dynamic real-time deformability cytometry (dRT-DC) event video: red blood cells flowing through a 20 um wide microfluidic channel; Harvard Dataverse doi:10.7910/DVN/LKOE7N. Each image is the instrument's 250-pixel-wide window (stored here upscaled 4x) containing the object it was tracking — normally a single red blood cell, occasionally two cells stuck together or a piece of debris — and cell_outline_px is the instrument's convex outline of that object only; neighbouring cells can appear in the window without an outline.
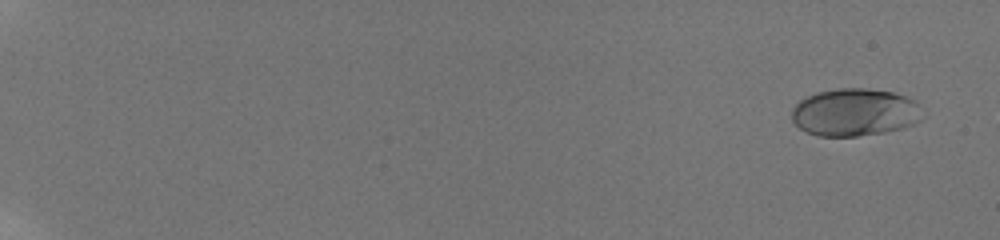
{"species": "human", "species_latin": "Homo sapiens", "temperature_condition": "room temperature", "stored_images_in_passage": 35, "camera_frame_rate_fps": 3000, "um_per_image_px": 0.085, "donor": {"sex": "male"}, "frame": {"image": 1, "passage_image": 2, "time_ms": 0.667, "image_size_px": [1000, 240], "cell_outline_px": [[920, 120], [912, 124], [900, 128], [884, 132], [856, 136], [820, 136], [808, 132], [800, 128], [792, 120], [792, 108], [800, 100], [816, 92], [836, 88], [868, 88], [892, 92], [904, 96], [912, 100], [916, 104]], "centroid_in_image_um": [72.58, 9.54], "position_along_channel_um": 12.4, "area_um2": 35.72}}
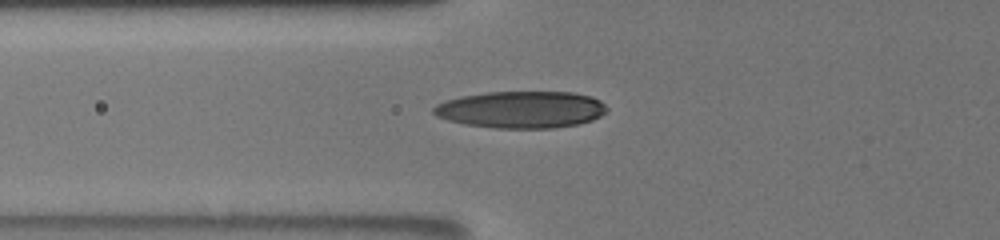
{"frame": {"image": 2, "passage_image": 21, "time_ms": 8.333, "image_size_px": [1000, 240], "cell_outline_px": [[608, 108], [600, 116], [592, 120], [580, 124], [552, 128], [496, 128], [468, 124], [448, 120], [436, 116], [432, 112], [432, 108], [436, 104], [444, 100], [460, 96], [488, 92], [572, 92], [592, 96], [600, 100]], "centroid_in_image_um": [44.3, 9.31], "position_along_channel_um": 81.5, "area_um2": 37.4}}
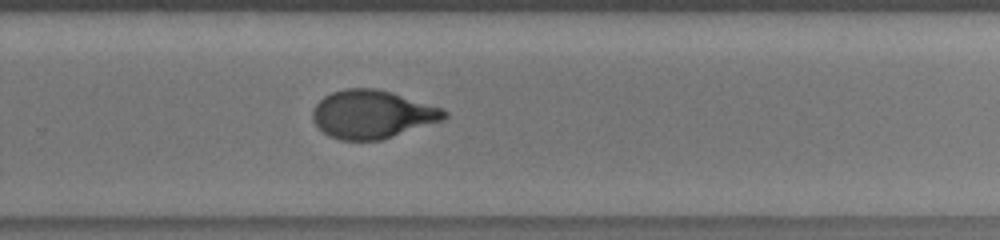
{"frame": {"image": 3, "passage_image": 35, "time_ms": 14.0, "image_size_px": [1000, 240], "cell_outline_px": [[448, 116], [440, 120], [380, 140], [340, 140], [328, 136], [312, 120], [312, 112], [316, 104], [324, 96], [332, 92], [344, 88], [376, 88], [392, 92], [440, 108], [448, 112]], "centroid_in_image_um": [31.58, 9.7], "position_along_channel_um": 298.2, "area_um2": 36.47}}